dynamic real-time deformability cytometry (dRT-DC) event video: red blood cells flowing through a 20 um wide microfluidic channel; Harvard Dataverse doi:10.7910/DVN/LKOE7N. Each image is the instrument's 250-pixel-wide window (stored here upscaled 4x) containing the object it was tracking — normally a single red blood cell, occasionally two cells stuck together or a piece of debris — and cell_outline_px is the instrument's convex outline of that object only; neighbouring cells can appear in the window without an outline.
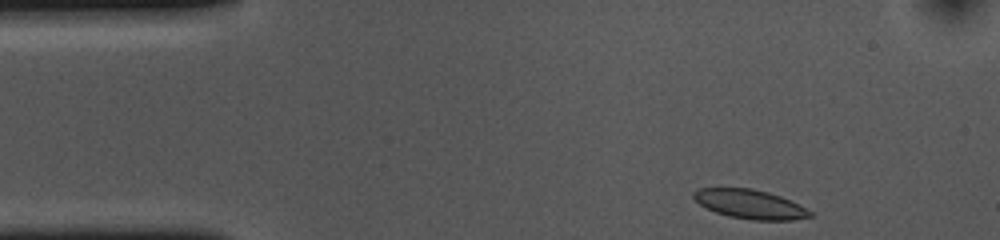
{"species": "common noctule bat (a hibernating species)", "species_latin": "Nyctalus noctula", "temperature_condition": "cold", "stored_images_in_passage": 40, "camera_frame_rate_fps": 3000, "um_per_image_px": 0.085, "animal": {"sex": "female", "body_mass_g": 10.0, "forearm_length_mm": 53.1}, "frame": {"image": 1, "passage_image": 1, "time_ms": 0.0, "image_size_px": [1000, 240], "cell_outline_px": [[812, 216], [792, 220], [752, 220], [728, 216], [716, 212], [700, 204], [692, 196], [692, 192], [696, 188], [752, 188], [768, 192], [780, 196], [812, 212]], "centroid_in_image_um": [63.7, 17.35], "position_along_channel_um": 21.3, "area_um2": 19.54}}
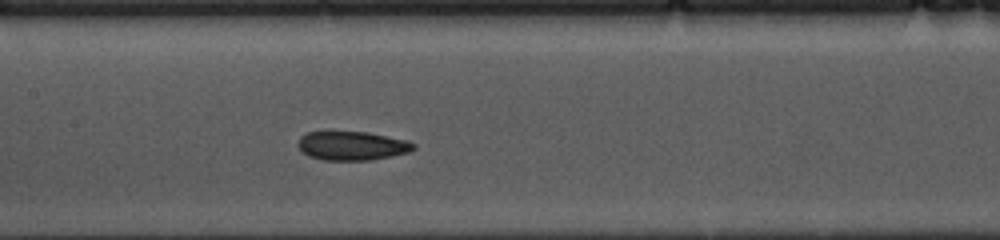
{"frame": {"image": 2, "passage_image": 19, "time_ms": 6.0, "image_size_px": [1000, 240], "cell_outline_px": [[416, 148], [408, 152], [392, 156], [368, 160], [324, 160], [308, 156], [296, 144], [300, 136], [308, 132], [368, 132], [408, 140], [416, 144]], "centroid_in_image_um": [29.94, 12.39], "position_along_channel_um": 177.5, "area_um2": 19.48}}
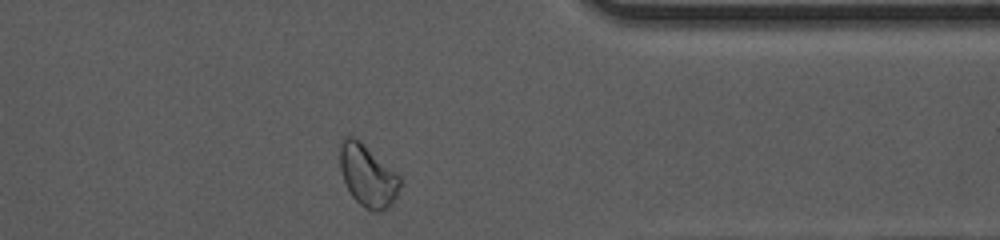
{"frame": {"image": 3, "passage_image": 37, "time_ms": 12.0, "image_size_px": [1000, 240], "cell_outline_px": [[400, 184], [396, 196], [392, 204], [388, 208], [380, 212], [372, 212], [364, 208], [352, 196], [344, 180], [340, 168], [340, 136], [352, 136], [360, 140], [396, 172], [400, 176]], "centroid_in_image_um": [31.24, 14.92], "position_along_channel_um": 380.2, "area_um2": 21.79}, "authors_computed_cell_mechanics": {"area_um2": 19.9699, "velocity_mm_per_s": 3.6164, "shape_relaxation_time_tau1_ms": null, "shape_relaxation_time_tau2_ms": 5.5511, "deformation_change_tau1": null, "deformation_change_tau2": 0.0941}}